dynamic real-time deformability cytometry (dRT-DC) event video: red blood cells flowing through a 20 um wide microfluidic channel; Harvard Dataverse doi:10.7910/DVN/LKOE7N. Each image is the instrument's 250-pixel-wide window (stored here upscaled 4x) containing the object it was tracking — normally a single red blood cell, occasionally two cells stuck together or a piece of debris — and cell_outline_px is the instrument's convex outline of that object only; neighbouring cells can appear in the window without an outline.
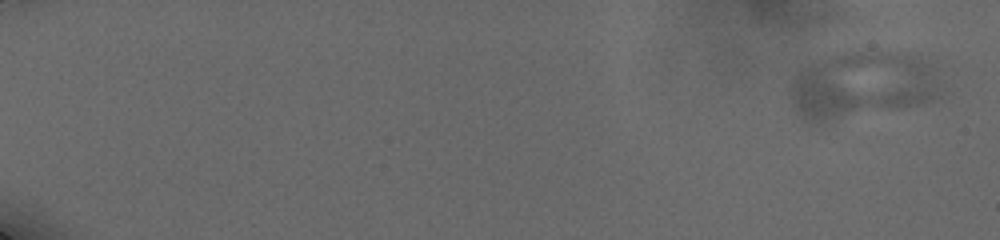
{"species": "human", "species_latin": "Homo sapiens", "temperature_condition": "cold", "stored_images_in_passage": 9, "camera_frame_rate_fps": 3000, "um_per_image_px": 0.085, "donor": {"sex": "male"}, "frame": {"image": 1, "passage_image": 1, "time_ms": 0.0, "image_size_px": [1000, 240], "cell_outline_px": [[940, 96], [932, 100], [916, 104], [824, 124], [808, 124], [804, 120], [792, 104], [792, 84], [796, 76], [804, 68], [836, 56], [856, 52], [920, 52], [936, 64], [940, 88]], "centroid_in_image_um": [73.4, 7.25], "position_along_channel_um": 11.6, "area_um2": 59.25}}